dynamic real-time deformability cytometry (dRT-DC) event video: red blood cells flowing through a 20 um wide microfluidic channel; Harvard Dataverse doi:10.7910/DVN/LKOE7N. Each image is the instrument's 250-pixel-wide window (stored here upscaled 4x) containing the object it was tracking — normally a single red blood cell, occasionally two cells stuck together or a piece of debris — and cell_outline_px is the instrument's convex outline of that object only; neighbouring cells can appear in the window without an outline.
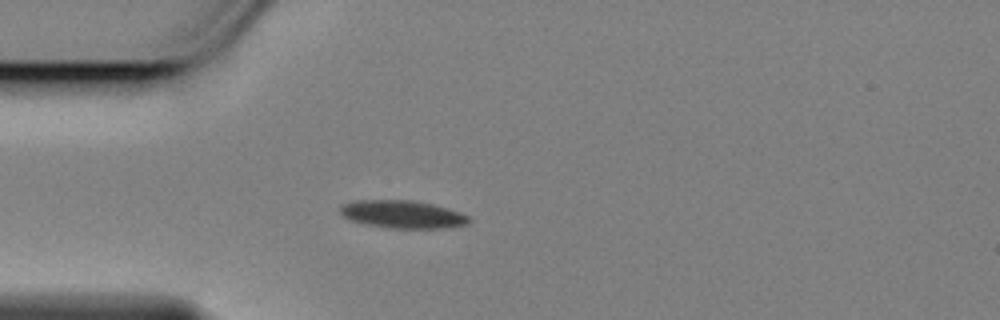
{"species": "Egyptian fruit bat (a non-hibernating species)", "species_latin": "Rousettus aegyptiacus", "temperature_condition": "cold", "stored_images_in_passage": 43, "camera_frame_rate_fps": 3000, "um_per_image_px": 0.085, "animal": {"sex": "female"}, "frame": {"image": 1, "passage_image": 1, "time_ms": 0.0, "image_size_px": [1000, 320], "cell_outline_px": [[472, 220], [464, 224], [440, 228], [388, 228], [364, 224], [348, 220], [340, 212], [340, 208], [344, 204], [356, 200], [412, 200], [432, 204], [460, 212], [468, 216]], "centroid_in_image_um": [34.17, 18.22], "position_along_channel_um": 50.8, "area_um2": 20.69}}
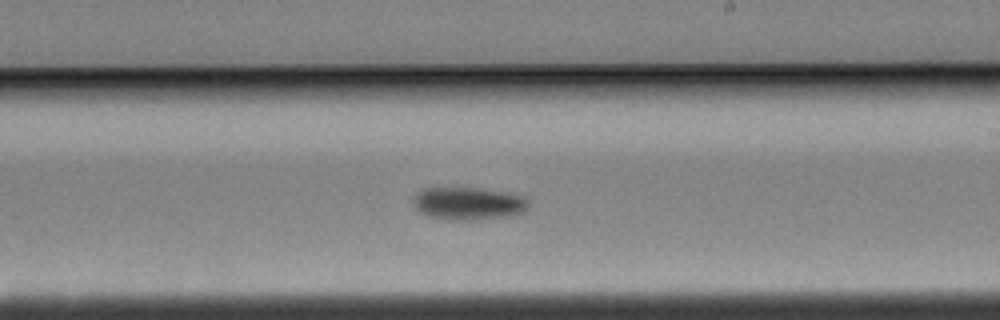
{"frame": {"image": 2, "passage_image": 19, "time_ms": 6.0, "image_size_px": [1000, 320], "cell_outline_px": [[528, 208], [524, 212], [512, 216], [468, 220], [448, 220], [424, 216], [412, 204], [416, 192], [424, 188], [476, 188], [504, 192], [524, 196], [528, 200]], "centroid_in_image_um": [39.79, 17.31], "position_along_channel_um": 249.2, "area_um2": 22.2}}
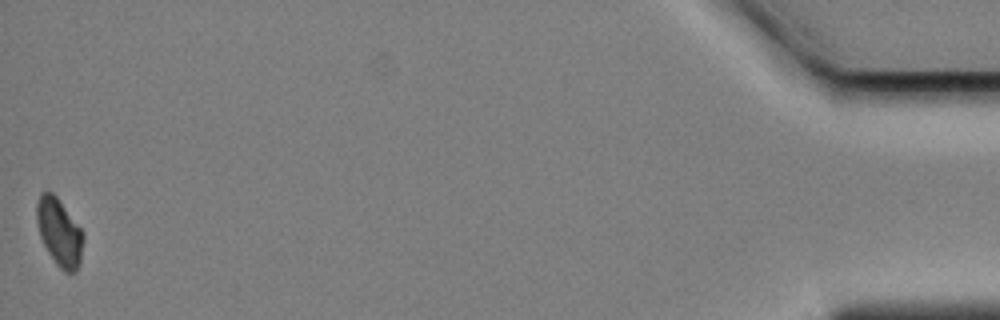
{"frame": {"image": 3, "passage_image": 43, "time_ms": 14.0, "image_size_px": [1000, 320], "cell_outline_px": [[84, 240], [80, 264], [76, 272], [64, 272], [56, 264], [48, 252], [40, 236], [36, 220], [36, 204], [40, 192], [52, 192], [56, 196], [84, 232]], "centroid_in_image_um": [5.05, 19.75], "position_along_channel_um": 430.1, "area_um2": 18.44}, "authors_computed_cell_mechanics": {"area_um2": 20.6924, "velocity_mm_per_s": 3.4496, "shape_relaxation_time_tau1_ms": 2.9329, "shape_relaxation_time_tau2_ms": null, "deformation_change_tau1": 0.1146, "deformation_change_tau2": null}}